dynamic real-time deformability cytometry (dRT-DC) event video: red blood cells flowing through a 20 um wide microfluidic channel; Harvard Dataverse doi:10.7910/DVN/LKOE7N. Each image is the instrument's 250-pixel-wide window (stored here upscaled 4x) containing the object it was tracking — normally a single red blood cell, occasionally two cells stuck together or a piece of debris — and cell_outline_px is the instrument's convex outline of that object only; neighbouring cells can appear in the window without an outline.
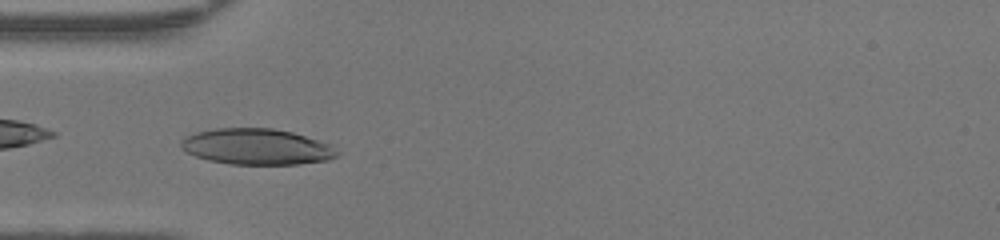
{"species": "human", "species_latin": "Homo sapiens", "temperature_condition": "warm", "stored_images_in_passage": 34, "camera_frame_rate_fps": 3000, "um_per_image_px": 0.085, "donor": {"sex": "female"}, "frame": {"image": 1, "passage_image": 1, "time_ms": 0.0, "image_size_px": [1000, 240], "cell_outline_px": [[340, 152], [336, 156], [328, 160], [296, 164], [228, 164], [208, 160], [196, 156], [180, 148], [180, 140], [184, 136], [196, 132], [216, 128], [272, 128], [292, 132], [332, 144]], "centroid_in_image_um": [21.81, 12.46], "position_along_channel_um": 63.2, "area_um2": 32.89}}
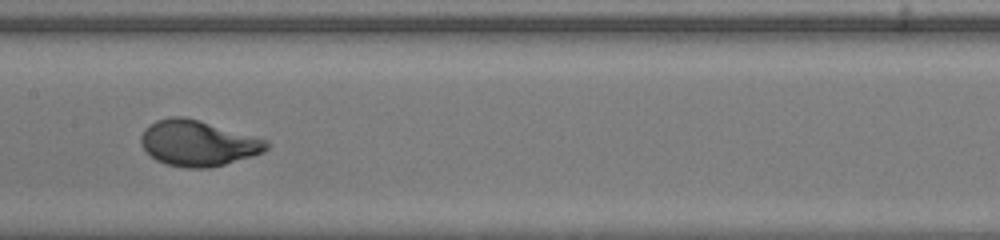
{"frame": {"image": 2, "passage_image": 10, "time_ms": 3.0, "image_size_px": [1000, 240], "cell_outline_px": [[272, 144], [264, 152], [252, 156], [224, 164], [208, 168], [184, 168], [164, 164], [156, 160], [140, 144], [140, 136], [144, 128], [156, 120], [168, 116], [184, 116], [200, 120], [268, 140]], "centroid_in_image_um": [16.82, 12.16], "position_along_channel_um": 190.6, "area_um2": 33.7}}
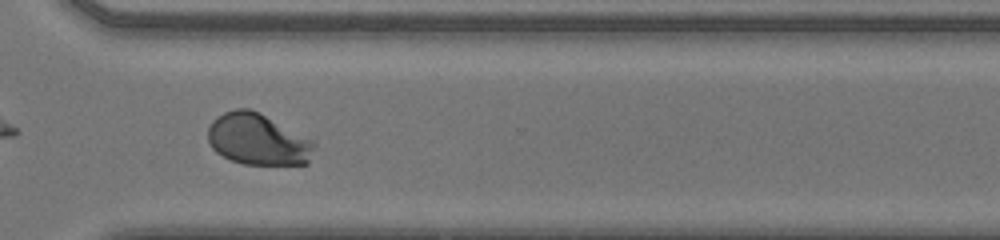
{"frame": {"image": 3, "passage_image": 21, "time_ms": 6.667, "image_size_px": [1000, 240], "cell_outline_px": [[316, 144], [308, 164], [244, 164], [232, 160], [216, 152], [212, 148], [208, 140], [208, 128], [212, 120], [216, 116], [224, 112], [236, 108], [248, 108], [260, 112], [312, 140]], "centroid_in_image_um": [21.9, 11.84], "position_along_channel_um": 348.7, "area_um2": 31.85}, "authors_computed_cell_mechanics": {"area_um2": 32.8882, "velocity_mm_per_s": 4.3001, "shape_relaxation_time_tau1_ms": 3.3144, "shape_relaxation_time_tau2_ms": null, "deformation_change_tau1": 0.1999, "deformation_change_tau2": null}}